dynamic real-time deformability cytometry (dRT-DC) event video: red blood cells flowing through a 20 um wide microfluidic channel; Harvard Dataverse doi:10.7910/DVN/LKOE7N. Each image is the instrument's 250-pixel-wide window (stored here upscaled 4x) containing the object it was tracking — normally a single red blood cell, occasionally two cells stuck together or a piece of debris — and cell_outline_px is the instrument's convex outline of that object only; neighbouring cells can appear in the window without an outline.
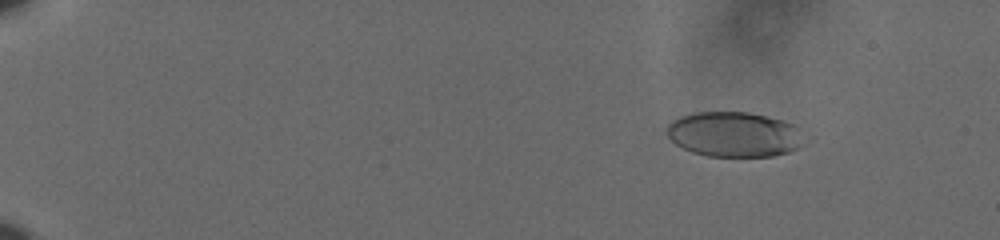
{"species": "human", "species_latin": "Homo sapiens", "temperature_condition": "cold", "stored_images_in_passage": 59, "camera_frame_rate_fps": 3000, "um_per_image_px": 0.085, "donor": {"sex": "male"}, "frame": {"image": 1, "passage_image": 8, "time_ms": 2.333, "image_size_px": [1000, 240], "cell_outline_px": [[804, 132], [796, 148], [788, 152], [772, 156], [708, 156], [692, 152], [676, 144], [668, 136], [668, 124], [672, 120], [680, 116], [696, 112], [748, 112], [784, 120], [796, 124]], "centroid_in_image_um": [62.41, 11.4], "position_along_channel_um": 22.6, "area_um2": 35.95}}
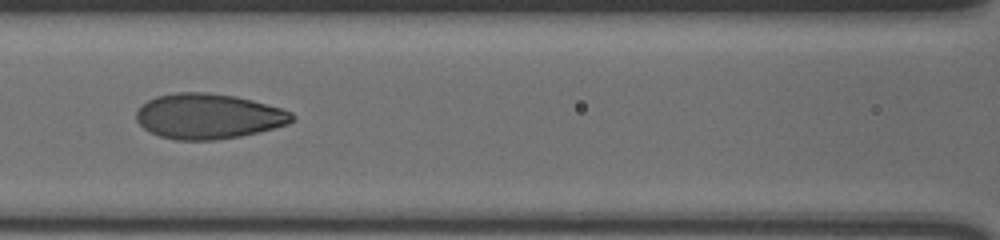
{"frame": {"image": 2, "passage_image": 30, "time_ms": 9.667, "image_size_px": [1000, 240], "cell_outline_px": [[296, 116], [288, 124], [260, 132], [240, 136], [216, 140], [176, 140], [160, 136], [144, 128], [136, 120], [136, 112], [140, 104], [156, 96], [176, 92], [208, 92], [236, 96], [252, 100], [280, 108], [292, 112]], "centroid_in_image_um": [17.7, 9.87], "position_along_channel_um": 148.9, "area_um2": 41.21}}
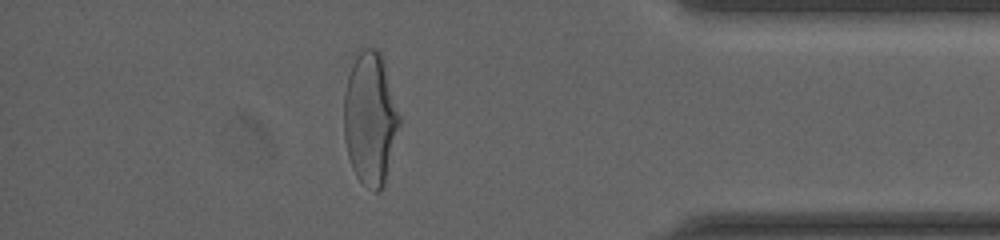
{"frame": {"image": 3, "passage_image": 53, "time_ms": 17.333, "image_size_px": [1000, 240], "cell_outline_px": [[400, 124], [384, 188], [380, 192], [376, 192], [360, 180], [356, 176], [352, 168], [348, 156], [344, 136], [344, 92], [348, 76], [352, 64], [356, 56], [364, 48], [376, 48], [380, 52], [384, 64], [400, 116]], "centroid_in_image_um": [31.47, 10.12], "position_along_channel_um": 403.7, "area_um2": 42.71}, "authors_computed_cell_mechanics": {"area_um2": 40.0554, "velocity_mm_per_s": 3.6336, "shape_relaxation_time_tau1_ms": 4.0216, "shape_relaxation_time_tau2_ms": 0.8556, "deformation_change_tau1": 0.1646, "deformation_change_tau2": 0.055}}